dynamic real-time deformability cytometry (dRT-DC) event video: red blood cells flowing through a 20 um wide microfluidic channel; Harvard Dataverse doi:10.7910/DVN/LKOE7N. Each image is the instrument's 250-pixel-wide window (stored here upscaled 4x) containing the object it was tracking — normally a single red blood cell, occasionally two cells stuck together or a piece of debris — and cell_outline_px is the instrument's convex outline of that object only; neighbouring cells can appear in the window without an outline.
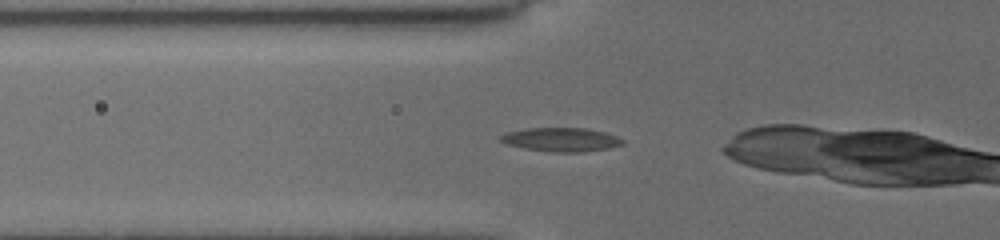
{"species": "common noctule bat (a hibernating species)", "species_latin": "Nyctalus noctula", "temperature_condition": "cold", "stored_images_in_passage": 28, "camera_frame_rate_fps": 3000, "um_per_image_px": 0.085, "animal": {"sex": "female", "body_mass_g": 19.5, "forearm_length_mm": 54.1}, "frame": {"image": 1, "passage_image": 2, "time_ms": 0.333, "image_size_px": [1000, 240], "cell_outline_px": [[624, 144], [608, 148], [576, 152], [552, 152], [524, 148], [508, 144], [500, 140], [500, 136], [508, 132], [528, 128], [588, 128], [604, 132], [616, 136], [624, 140]], "centroid_in_image_um": [47.72, 11.86], "position_along_channel_um": 78.1, "area_um2": 16.7}}
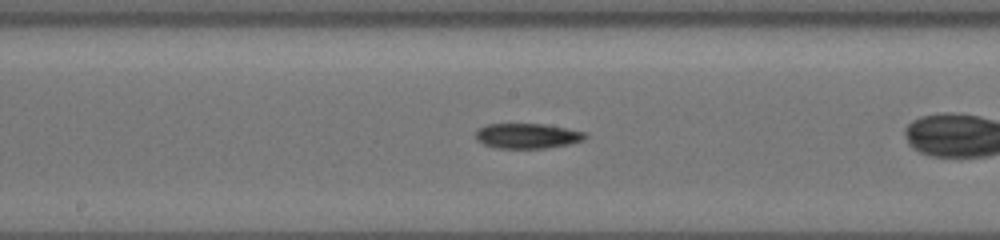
{"frame": {"image": 2, "passage_image": 12, "time_ms": 3.667, "image_size_px": [1000, 240], "cell_outline_px": [[588, 136], [584, 140], [568, 144], [548, 148], [496, 148], [484, 144], [476, 140], [476, 132], [480, 128], [488, 124], [544, 124], [584, 132]], "centroid_in_image_um": [44.82, 11.56], "position_along_channel_um": 203.4, "area_um2": 15.9}}
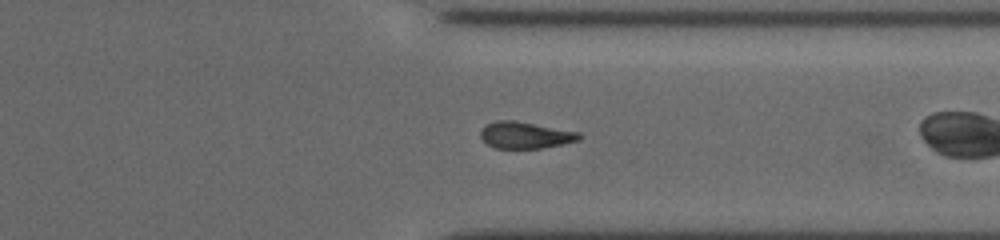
{"frame": {"image": 3, "passage_image": 25, "time_ms": 8.0, "image_size_px": [1000, 240], "cell_outline_px": [[584, 136], [580, 140], [540, 148], [496, 148], [488, 144], [480, 136], [480, 132], [488, 124], [496, 120], [512, 120], [580, 132]], "centroid_in_image_um": [44.69, 11.48], "position_along_channel_um": 366.7, "area_um2": 15.09}}